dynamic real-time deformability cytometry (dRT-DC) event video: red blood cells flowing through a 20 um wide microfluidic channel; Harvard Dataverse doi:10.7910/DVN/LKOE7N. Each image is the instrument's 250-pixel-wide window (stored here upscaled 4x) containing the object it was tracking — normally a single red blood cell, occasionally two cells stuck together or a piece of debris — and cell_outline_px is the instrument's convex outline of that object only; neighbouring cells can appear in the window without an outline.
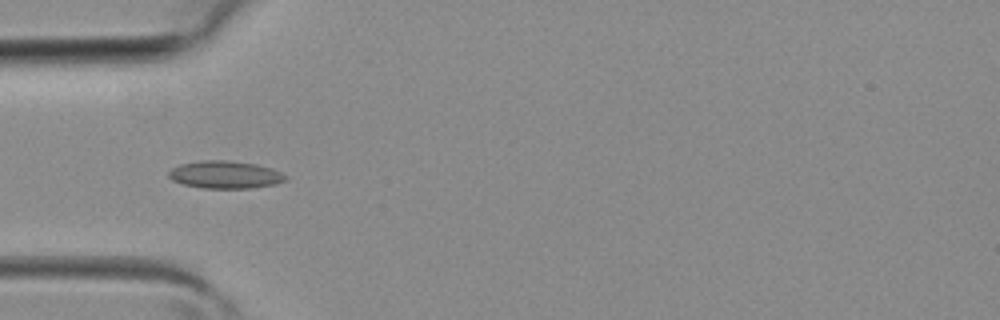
{"species": "common noctule bat (a hibernating species)", "species_latin": "Nyctalus noctula", "temperature_condition": "room temperature", "stored_images_in_passage": 4, "camera_frame_rate_fps": 3000, "um_per_image_px": 0.085, "animal": {"sex": "female", "body_mass_g": 19.3, "forearm_length_mm": 54.1}, "frame": {"image": 1, "passage_image": 4, "time_ms": 1.0, "image_size_px": [1000, 320], "cell_outline_px": [[288, 180], [276, 184], [252, 188], [200, 188], [184, 184], [172, 180], [168, 176], [168, 172], [172, 168], [180, 164], [200, 160], [228, 160], [256, 164], [272, 168], [288, 176]], "centroid_in_image_um": [19.16, 14.84], "position_along_channel_um": 65.8, "area_um2": 18.96}}